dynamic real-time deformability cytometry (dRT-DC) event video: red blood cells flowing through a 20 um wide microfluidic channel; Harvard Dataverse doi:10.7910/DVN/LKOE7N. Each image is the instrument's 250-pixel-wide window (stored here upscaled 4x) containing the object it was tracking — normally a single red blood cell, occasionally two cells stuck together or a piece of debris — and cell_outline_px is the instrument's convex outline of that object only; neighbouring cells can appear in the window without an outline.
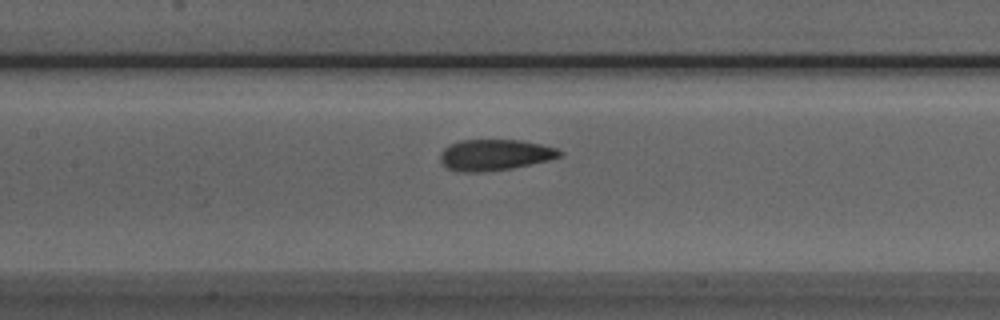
{"species": "Egyptian fruit bat (a non-hibernating species)", "species_latin": "Rousettus aegyptiacus", "temperature_condition": "room temperature", "stored_images_in_passage": 36, "camera_frame_rate_fps": 3000, "um_per_image_px": 0.085, "animal": {"sex": "male"}, "frame": {"image": 1, "passage_image": 18, "time_ms": 5.667, "image_size_px": [1000, 320], "cell_outline_px": [[564, 152], [560, 156], [548, 160], [512, 168], [480, 172], [460, 172], [448, 168], [440, 160], [440, 152], [448, 144], [460, 140], [520, 140], [540, 144], [556, 148]], "centroid_in_image_um": [42.03, 13.16], "position_along_channel_um": 165.4, "area_um2": 21.56}}
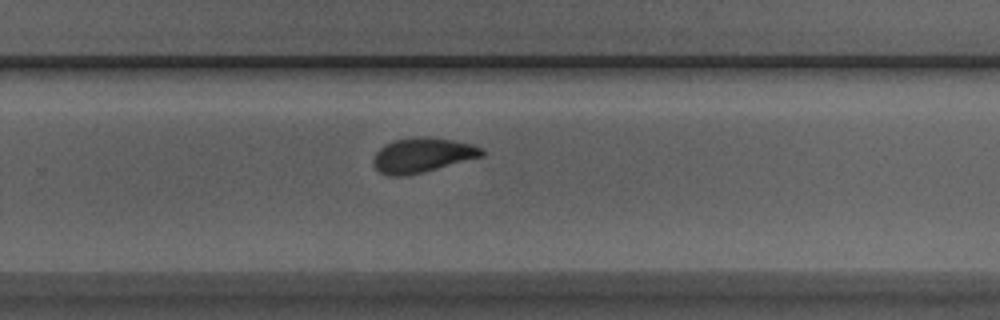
{"frame": {"image": 2, "passage_image": 28, "time_ms": 9.0, "image_size_px": [1000, 320], "cell_outline_px": [[484, 156], [424, 172], [400, 176], [388, 176], [380, 172], [372, 164], [372, 160], [376, 152], [384, 144], [396, 140], [420, 136], [428, 136], [452, 140], [472, 144], [480, 148], [484, 152]], "centroid_in_image_um": [35.88, 13.19], "position_along_channel_um": 293.9, "area_um2": 21.91}}
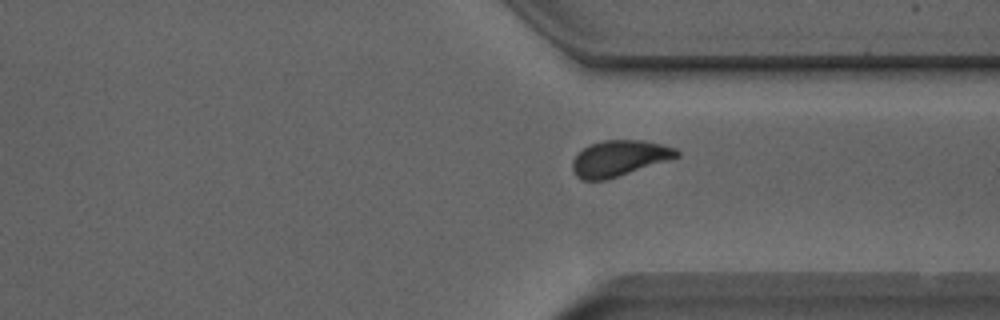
{"frame": {"image": 3, "passage_image": 33, "time_ms": 10.667, "image_size_px": [1000, 320], "cell_outline_px": [[680, 156], [608, 180], [584, 180], [576, 176], [572, 168], [572, 160], [584, 148], [592, 144], [604, 140], [644, 140], [676, 148], [680, 152]], "centroid_in_image_um": [52.65, 13.46], "position_along_channel_um": 358.8, "area_um2": 21.68}}